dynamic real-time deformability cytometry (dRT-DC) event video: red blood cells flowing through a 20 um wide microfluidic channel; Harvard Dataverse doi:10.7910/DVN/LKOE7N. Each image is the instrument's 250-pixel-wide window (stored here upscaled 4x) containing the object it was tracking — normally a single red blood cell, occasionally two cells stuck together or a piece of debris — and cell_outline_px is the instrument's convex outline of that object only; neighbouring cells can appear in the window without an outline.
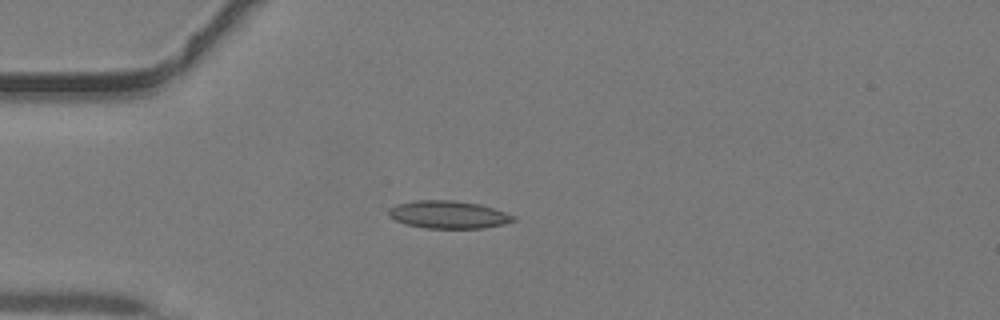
{"species": "common noctule bat (a hibernating species)", "species_latin": "Nyctalus noctula", "temperature_condition": "warm", "stored_images_in_passage": 33, "camera_frame_rate_fps": 3000, "um_per_image_px": 0.085, "animal": {"sex": "male", "body_mass_g": 19.2, "forearm_length_mm": 51.8}, "frame": {"image": 1, "passage_image": 1, "time_ms": 0.0, "image_size_px": [1000, 320], "cell_outline_px": [[516, 220], [504, 224], [484, 228], [424, 228], [404, 224], [388, 216], [388, 208], [396, 204], [416, 200], [452, 200], [480, 204], [516, 216]], "centroid_in_image_um": [38.08, 18.24], "position_along_channel_um": 46.9, "area_um2": 20.23}}
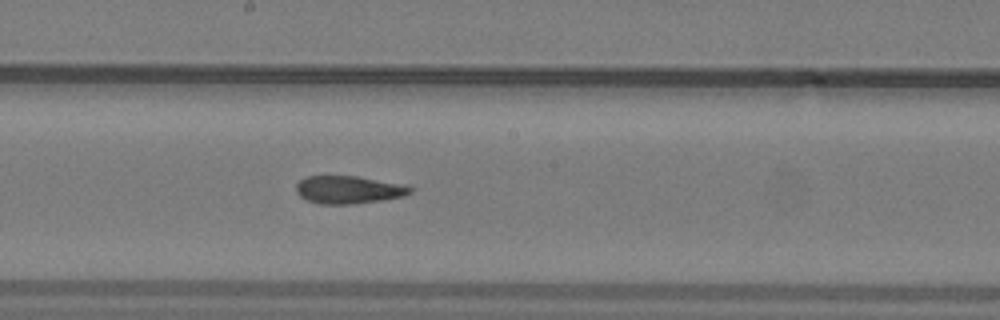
{"frame": {"image": 2, "passage_image": 13, "time_ms": 4.0, "image_size_px": [1000, 320], "cell_outline_px": [[416, 188], [412, 192], [404, 196], [380, 200], [352, 204], [320, 204], [308, 200], [300, 196], [296, 192], [296, 184], [304, 176], [356, 176], [408, 184]], "centroid_in_image_um": [29.68, 16.11], "position_along_channel_um": 218.5, "area_um2": 18.73}}
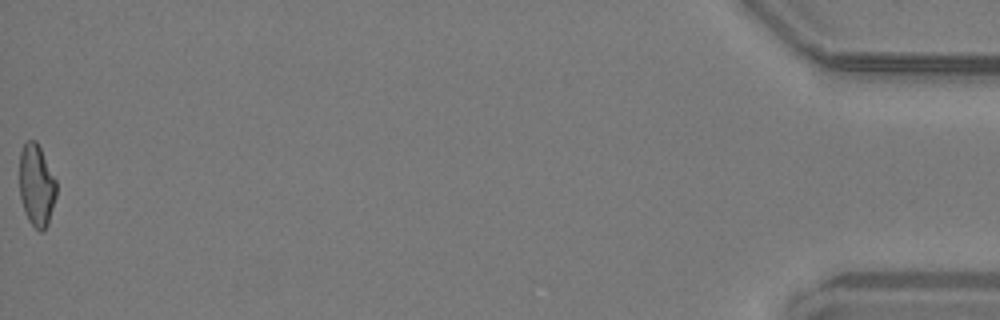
{"frame": {"image": 3, "passage_image": 33, "time_ms": 10.667, "image_size_px": [1000, 320], "cell_outline_px": [[56, 196], [48, 224], [44, 232], [40, 232], [28, 220], [24, 212], [20, 196], [20, 152], [24, 144], [28, 140], [36, 140], [56, 180]], "centroid_in_image_um": [3.1, 15.78], "position_along_channel_um": 432.1, "area_um2": 17.57}}